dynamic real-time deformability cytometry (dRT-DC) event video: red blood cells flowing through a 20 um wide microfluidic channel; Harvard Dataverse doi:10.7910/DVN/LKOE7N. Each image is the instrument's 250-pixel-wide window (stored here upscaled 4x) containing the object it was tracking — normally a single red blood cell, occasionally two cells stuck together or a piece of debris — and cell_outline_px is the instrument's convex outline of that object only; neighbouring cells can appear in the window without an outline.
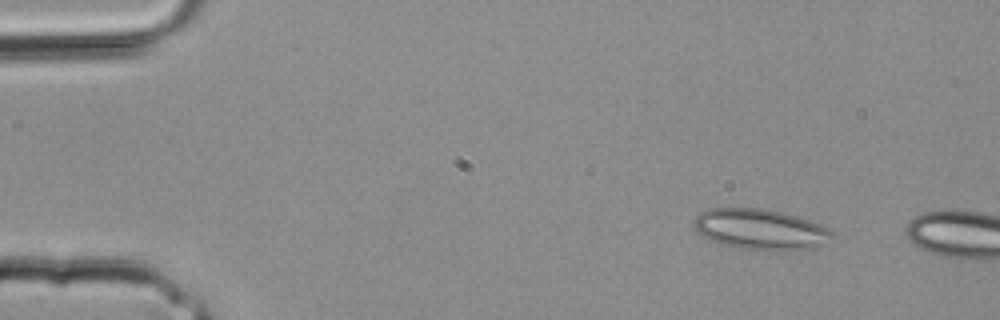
{"species": "common noctule bat (a hibernating species)", "species_latin": "Nyctalus noctula", "temperature_condition": "room temperature", "stored_images_in_passage": 4, "camera_frame_rate_fps": 3000, "um_per_image_px": 0.085, "animal": {"sex": "male", "body_mass_g": 20.4}, "frame": {"image": 1, "passage_image": 1, "time_ms": 0.0, "image_size_px": [1000, 320], "cell_outline_px": [[836, 232], [816, 244], [804, 248], [736, 248], [720, 244], [708, 240], [692, 224], [696, 216], [700, 212], [708, 208], [760, 208], [780, 212], [796, 216], [820, 224]], "centroid_in_image_um": [64.49, 19.44], "position_along_channel_um": 20.5, "area_um2": 31.39}}